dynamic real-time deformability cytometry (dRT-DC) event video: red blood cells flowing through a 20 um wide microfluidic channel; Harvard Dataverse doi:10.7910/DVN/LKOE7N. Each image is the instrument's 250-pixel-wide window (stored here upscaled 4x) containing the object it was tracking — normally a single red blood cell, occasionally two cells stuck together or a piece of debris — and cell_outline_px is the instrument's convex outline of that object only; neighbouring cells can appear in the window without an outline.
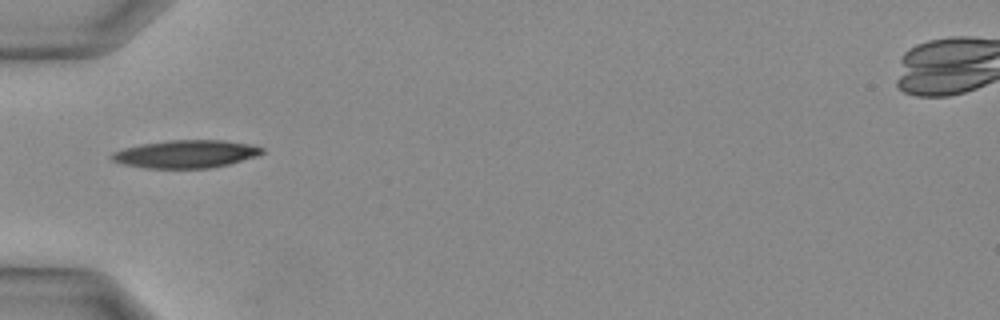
{"species": "Egyptian fruit bat (a non-hibernating species)", "species_latin": "Rousettus aegyptiacus", "temperature_condition": "warm", "stored_images_in_passage": 21, "camera_frame_rate_fps": 3000, "um_per_image_px": 0.085, "animal": {"sex": "female"}, "frame": {"image": 1, "passage_image": 1, "time_ms": 0.0, "image_size_px": [1000, 320], "cell_outline_px": [[264, 152], [260, 156], [228, 164], [208, 168], [144, 168], [124, 164], [112, 160], [108, 156], [112, 152], [124, 148], [144, 144], [172, 140], [224, 140], [252, 144], [264, 148]], "centroid_in_image_um": [15.84, 13.09], "position_along_channel_um": 69.2, "area_um2": 24.45}}
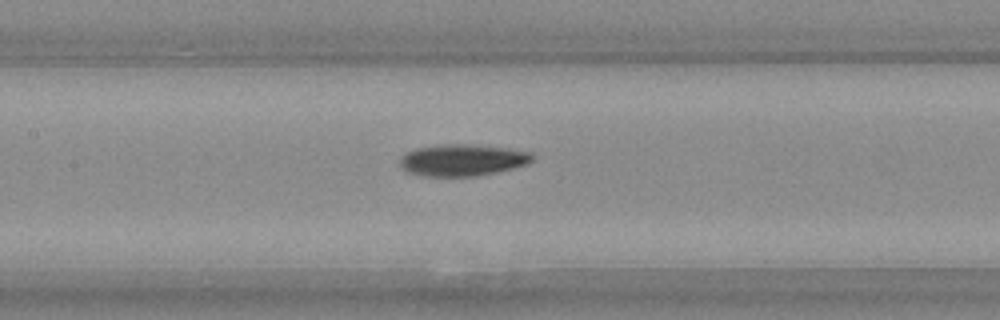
{"frame": {"image": 2, "passage_image": 6, "time_ms": 1.667, "image_size_px": [1000, 320], "cell_outline_px": [[532, 160], [524, 164], [512, 168], [496, 172], [476, 176], [428, 176], [408, 172], [400, 164], [400, 160], [408, 152], [416, 148], [448, 144], [468, 144], [508, 148], [532, 152]], "centroid_in_image_um": [39.33, 13.6], "position_along_channel_um": 168.1, "area_um2": 23.99}}
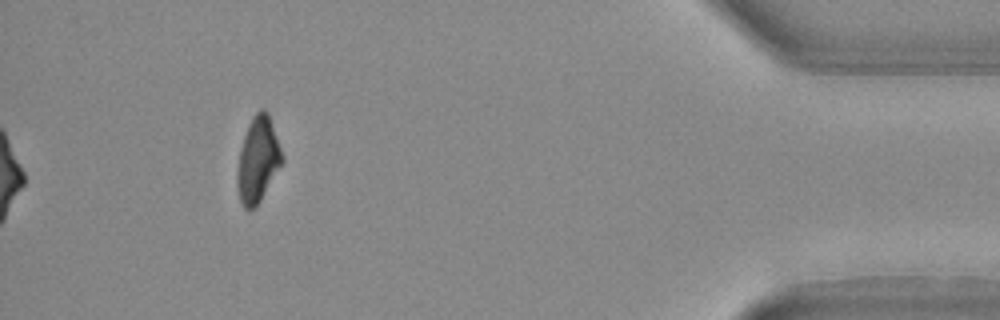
{"frame": {"image": 3, "passage_image": 21, "time_ms": 6.667, "image_size_px": [1000, 320], "cell_outline_px": [[284, 160], [260, 200], [252, 208], [244, 208], [240, 200], [236, 184], [236, 176], [240, 152], [244, 136], [256, 112], [260, 108], [264, 108], [268, 112], [284, 156]], "centroid_in_image_um": [21.93, 13.56], "position_along_channel_um": 413.3, "area_um2": 21.85}}